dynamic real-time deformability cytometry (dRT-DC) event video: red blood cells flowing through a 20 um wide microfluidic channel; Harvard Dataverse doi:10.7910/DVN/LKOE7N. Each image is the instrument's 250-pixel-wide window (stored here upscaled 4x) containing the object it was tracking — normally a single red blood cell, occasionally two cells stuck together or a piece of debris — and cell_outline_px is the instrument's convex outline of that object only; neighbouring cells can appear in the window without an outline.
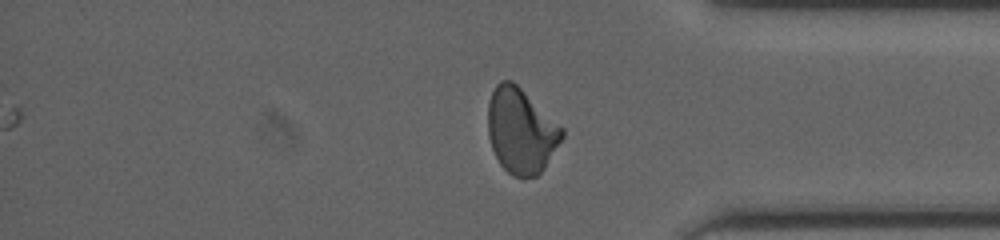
{"species": "human", "species_latin": "Homo sapiens", "temperature_condition": "cold", "stored_images_in_passage": 39, "camera_frame_rate_fps": 3000, "um_per_image_px": 0.085, "donor": {"sex": "male"}, "frame": {"image": 1, "passage_image": 39, "time_ms": 12.667, "image_size_px": [1000, 240], "cell_outline_px": [[564, 136], [544, 168], [536, 176], [524, 180], [520, 180], [512, 176], [500, 164], [492, 148], [488, 136], [488, 104], [492, 92], [496, 84], [500, 80], [512, 80], [564, 128]], "centroid_in_image_um": [44.28, 11.15], "position_along_channel_um": 390.9, "area_um2": 36.93}}